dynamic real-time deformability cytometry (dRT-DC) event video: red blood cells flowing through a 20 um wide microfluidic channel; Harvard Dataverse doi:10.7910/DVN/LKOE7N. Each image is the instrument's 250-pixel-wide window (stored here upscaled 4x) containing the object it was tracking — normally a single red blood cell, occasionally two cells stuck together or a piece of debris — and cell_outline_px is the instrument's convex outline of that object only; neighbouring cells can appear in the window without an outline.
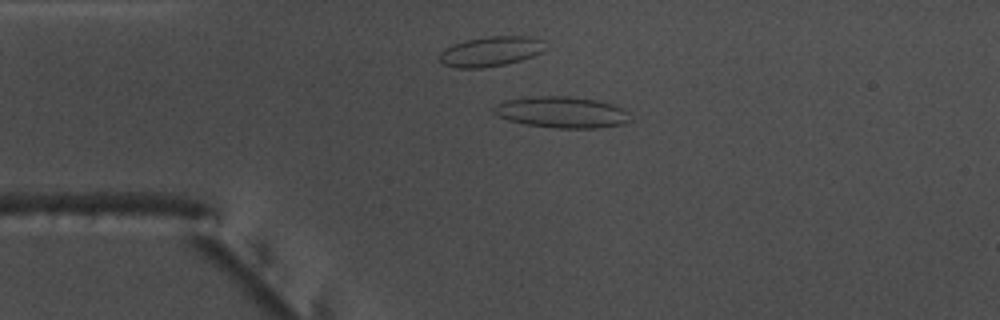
{"species": "common noctule bat (a hibernating species)", "species_latin": "Nyctalus noctula", "temperature_condition": "warm", "stored_images_in_passage": 45, "camera_frame_rate_fps": 3000, "um_per_image_px": 0.085, "animal": {"sex": "male", "body_mass_g": 17.5, "forearm_length_mm": 52.3}, "frame": {"image": 1, "passage_image": 12, "time_ms": 3.667, "image_size_px": [1000, 320], "cell_outline_px": [[632, 120], [624, 124], [596, 128], [556, 128], [524, 124], [508, 120], [492, 112], [492, 108], [496, 104], [504, 100], [528, 96], [572, 96], [596, 100], [612, 104], [628, 112]], "centroid_in_image_um": [47.73, 9.53], "position_along_channel_um": 37.3, "area_um2": 25.09}}
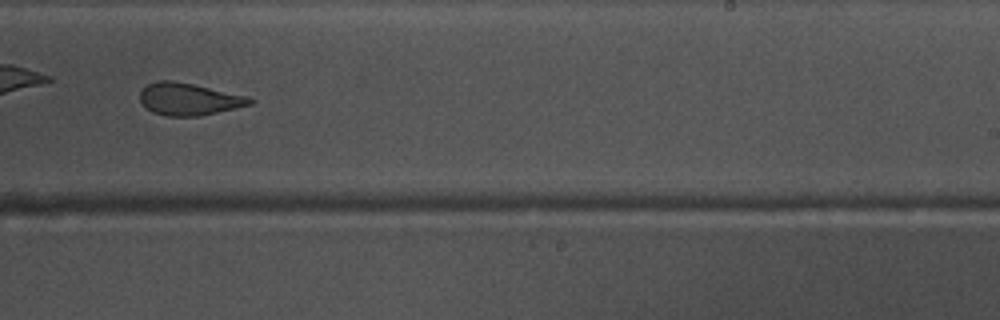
{"frame": {"image": 2, "passage_image": 33, "time_ms": 10.667, "image_size_px": [1000, 320], "cell_outline_px": [[256, 100], [252, 104], [236, 108], [200, 116], [168, 116], [152, 112], [140, 100], [140, 92], [148, 84], [160, 80], [172, 80], [192, 84], [248, 96]], "centroid_in_image_um": [16.09, 8.43], "position_along_channel_um": 272.9, "area_um2": 20.46}}
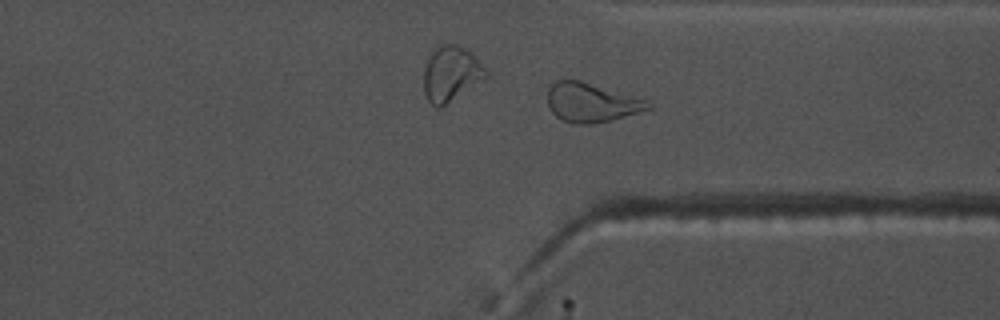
{"frame": {"image": 3, "passage_image": 40, "time_ms": 13.0, "image_size_px": [1000, 320], "cell_outline_px": [[652, 108], [612, 120], [592, 124], [572, 124], [556, 116], [548, 108], [548, 88], [556, 80], [580, 80], [644, 100], [652, 104]], "centroid_in_image_um": [50.22, 8.73], "position_along_channel_um": 361.2, "area_um2": 22.6}, "authors_computed_cell_mechanics": {"area_um2": 22.1374, "velocity_mm_per_s": 3.7754, "shape_relaxation_time_tau1_ms": null, "shape_relaxation_time_tau2_ms": 2.1896, "deformation_change_tau1": null, "deformation_change_tau2": 0.1023}}